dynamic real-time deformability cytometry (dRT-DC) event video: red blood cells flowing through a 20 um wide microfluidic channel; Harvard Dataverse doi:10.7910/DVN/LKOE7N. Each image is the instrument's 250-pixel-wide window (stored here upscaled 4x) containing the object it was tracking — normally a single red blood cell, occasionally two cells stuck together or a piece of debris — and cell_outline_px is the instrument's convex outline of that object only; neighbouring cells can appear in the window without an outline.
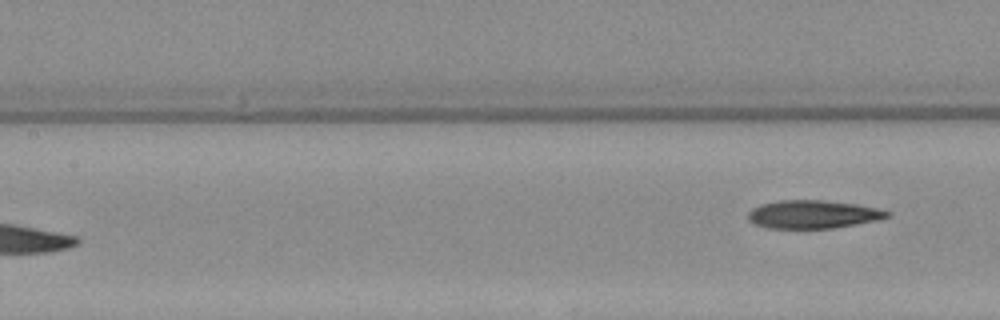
{"species": "Egyptian fruit bat (a non-hibernating species)", "species_latin": "Rousettus aegyptiacus", "temperature_condition": "warm", "stored_images_in_passage": 5, "segment_of_instrument_passage": [2, 2], "camera_frame_rate_fps": 3000, "um_per_image_px": 0.085, "animal": {"sex": "female"}, "frame": {"image": 1, "passage_image": 5, "time_ms": 6.0, "image_size_px": [1000, 320], "cell_outline_px": [[892, 212], [888, 216], [876, 220], [856, 224], [832, 228], [768, 228], [752, 224], [748, 220], [748, 212], [752, 208], [760, 204], [780, 200], [820, 200], [856, 204], [876, 208]], "centroid_in_image_um": [69.04, 18.22], "position_along_channel_um": 138.4, "area_um2": 22.77}}